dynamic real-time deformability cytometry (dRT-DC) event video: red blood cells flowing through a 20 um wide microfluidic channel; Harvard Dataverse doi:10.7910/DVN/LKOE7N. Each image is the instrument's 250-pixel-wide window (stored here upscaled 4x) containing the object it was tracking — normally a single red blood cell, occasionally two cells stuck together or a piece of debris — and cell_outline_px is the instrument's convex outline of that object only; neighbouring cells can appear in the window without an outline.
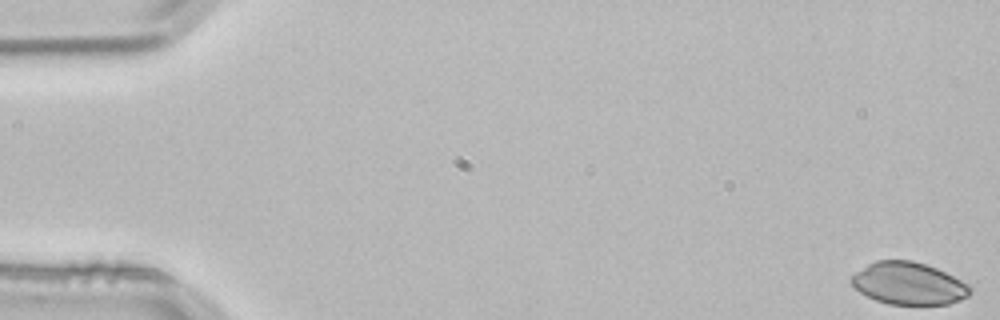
{"species": "common noctule bat (a hibernating species)", "species_latin": "Nyctalus noctula", "temperature_condition": "room temperature", "stored_images_in_passage": 4, "camera_frame_rate_fps": 3000, "um_per_image_px": 0.085, "animal": {"sex": "male", "body_mass_g": 21.5, "forearm_length_mm": 52.0}, "frame": {"image": 1, "passage_image": 1, "time_ms": 0.0, "image_size_px": [1000, 320], "cell_outline_px": [[972, 292], [968, 296], [960, 300], [948, 304], [888, 304], [876, 300], [860, 292], [848, 280], [856, 272], [868, 264], [876, 260], [912, 260], [936, 268], [972, 284]], "centroid_in_image_um": [77.27, 24.09], "position_along_channel_um": 7.7, "area_um2": 29.36}}